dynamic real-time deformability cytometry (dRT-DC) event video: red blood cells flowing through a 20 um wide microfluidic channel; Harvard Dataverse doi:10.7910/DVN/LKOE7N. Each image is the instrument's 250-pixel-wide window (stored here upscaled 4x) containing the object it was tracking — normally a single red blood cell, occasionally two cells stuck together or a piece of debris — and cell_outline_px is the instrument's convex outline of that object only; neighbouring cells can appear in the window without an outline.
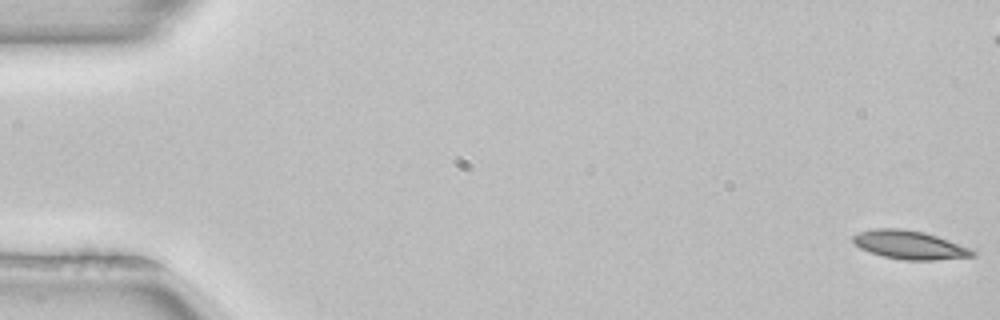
{"species": "common noctule bat (a hibernating species)", "species_latin": "Nyctalus noctula", "temperature_condition": "room temperature", "stored_images_in_passage": 13, "camera_frame_rate_fps": 3000, "um_per_image_px": 0.085, "animal": {"sex": "female", "body_mass_g": 22.7, "forearm_length_mm": 54.2}, "frame": {"image": 1, "passage_image": 1, "time_ms": 0.0, "image_size_px": [1000, 320], "cell_outline_px": [[976, 256], [936, 260], [904, 260], [884, 256], [868, 252], [860, 248], [852, 240], [852, 236], [860, 232], [872, 228], [900, 228], [924, 232], [972, 248], [976, 252]], "centroid_in_image_um": [77.33, 20.82], "position_along_channel_um": 7.7, "area_um2": 19.94}}